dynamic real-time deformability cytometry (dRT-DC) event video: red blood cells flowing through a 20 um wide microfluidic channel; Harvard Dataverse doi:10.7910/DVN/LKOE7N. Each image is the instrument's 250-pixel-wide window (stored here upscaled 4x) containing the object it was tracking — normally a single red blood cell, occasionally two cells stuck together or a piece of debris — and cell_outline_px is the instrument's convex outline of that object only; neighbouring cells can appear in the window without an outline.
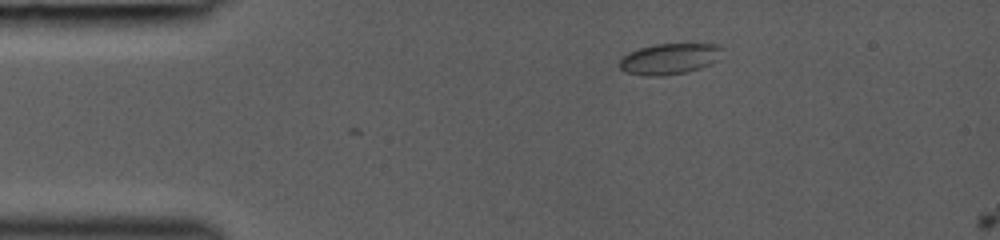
{"species": "common noctule bat (a hibernating species)", "species_latin": "Nyctalus noctula", "temperature_condition": "room temperature", "stored_images_in_passage": 2, "camera_frame_rate_fps": 3000, "um_per_image_px": 0.085, "animal": {"sex": "female", "body_mass_g": 19.0, "forearm_length_mm": 53.3}, "frame": {"image": 1, "passage_image": 1, "time_ms": 0.0, "image_size_px": [1000, 240], "cell_outline_px": [[724, 48], [716, 60], [712, 64], [700, 68], [684, 72], [660, 76], [648, 76], [624, 72], [620, 68], [620, 60], [628, 52], [640, 48], [656, 44], [720, 44]], "centroid_in_image_um": [56.91, 5.0], "position_along_channel_um": 28.1, "area_um2": 18.44}}